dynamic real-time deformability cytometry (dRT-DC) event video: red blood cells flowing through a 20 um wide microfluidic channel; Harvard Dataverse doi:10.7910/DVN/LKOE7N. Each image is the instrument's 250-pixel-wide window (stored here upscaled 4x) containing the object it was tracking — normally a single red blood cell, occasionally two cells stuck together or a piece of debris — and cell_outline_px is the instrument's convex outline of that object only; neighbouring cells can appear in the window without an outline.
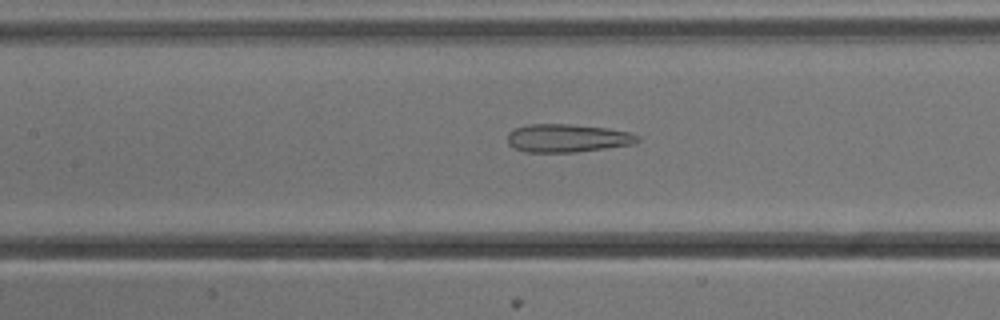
{"species": "common noctule bat (a hibernating species)", "species_latin": "Nyctalus noctula", "temperature_condition": "cold", "stored_images_in_passage": 50, "camera_frame_rate_fps": 3000, "um_per_image_px": 0.085, "animal": {"sex": "male", "body_mass_g": 13.3}, "frame": {"image": 1, "passage_image": 22, "time_ms": 7.0, "image_size_px": [1000, 320], "cell_outline_px": [[640, 140], [632, 144], [576, 152], [524, 152], [508, 144], [508, 132], [516, 128], [528, 124], [568, 124], [608, 128], [632, 132], [640, 136]], "centroid_in_image_um": [48.24, 11.73], "position_along_channel_um": 159.2, "area_um2": 21.33}}
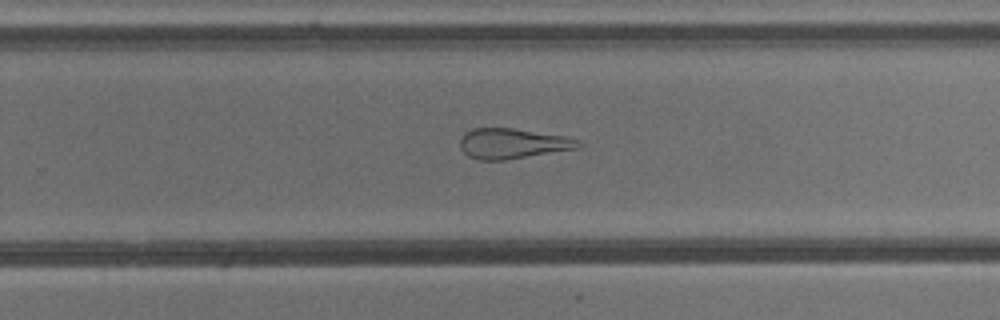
{"frame": {"image": 2, "passage_image": 32, "time_ms": 10.333, "image_size_px": [1000, 320], "cell_outline_px": [[584, 144], [580, 148], [504, 160], [480, 160], [468, 156], [460, 148], [460, 140], [464, 132], [472, 128], [512, 128], [564, 136], [580, 140]], "centroid_in_image_um": [43.58, 12.2], "position_along_channel_um": 286.2, "area_um2": 20.92}}
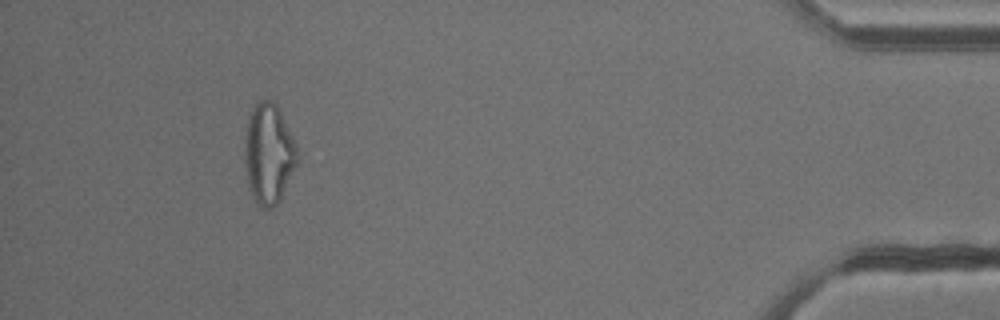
{"frame": {"image": 3, "passage_image": 47, "time_ms": 15.333, "image_size_px": [1000, 320], "cell_outline_px": [[296, 164], [280, 200], [272, 208], [264, 208], [252, 196], [248, 188], [244, 160], [244, 136], [248, 120], [252, 108], [260, 100], [272, 100], [276, 104], [296, 144]], "centroid_in_image_um": [22.8, 13.06], "position_along_channel_um": 412.4, "area_um2": 30.4}, "authors_computed_cell_mechanics": {"area_um2": 27.5128, "velocity_mm_per_s": 3.8253, "shape_relaxation_time_tau1_ms": null, "shape_relaxation_time_tau2_ms": 2.2108, "deformation_change_tau1": null, "deformation_change_tau2": 0.1222}}